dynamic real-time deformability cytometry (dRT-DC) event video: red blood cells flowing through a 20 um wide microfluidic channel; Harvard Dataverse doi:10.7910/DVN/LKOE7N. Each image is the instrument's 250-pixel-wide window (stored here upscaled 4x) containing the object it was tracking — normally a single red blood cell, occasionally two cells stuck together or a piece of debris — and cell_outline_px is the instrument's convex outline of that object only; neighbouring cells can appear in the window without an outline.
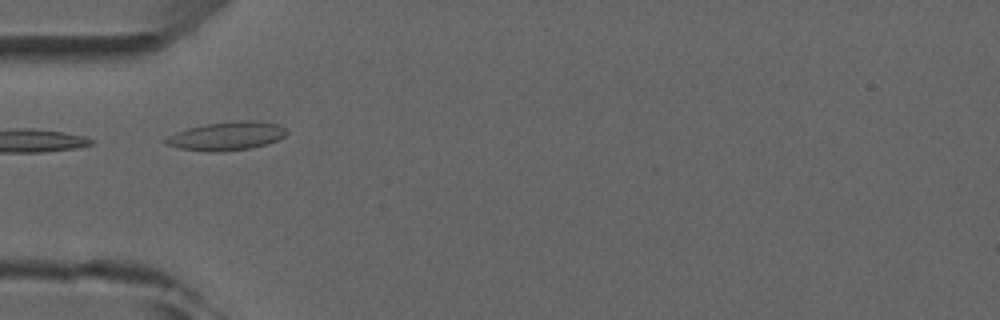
{"species": "common noctule bat (a hibernating species)", "species_latin": "Nyctalus noctula", "temperature_condition": "room temperature", "stored_images_in_passage": 6, "camera_frame_rate_fps": 3000, "um_per_image_px": 0.085, "animal": {"sex": "male", "forearm_length_mm": 52.5}, "frame": {"image": 1, "passage_image": 4, "time_ms": 4.0, "image_size_px": [1000, 320], "cell_outline_px": [[288, 132], [284, 136], [268, 144], [252, 148], [216, 152], [208, 152], [180, 148], [164, 144], [160, 140], [176, 132], [188, 128], [204, 124], [236, 120], [256, 120], [280, 124]], "centroid_in_image_um": [19.25, 11.55], "position_along_channel_um": 65.8, "area_um2": 20.4}}
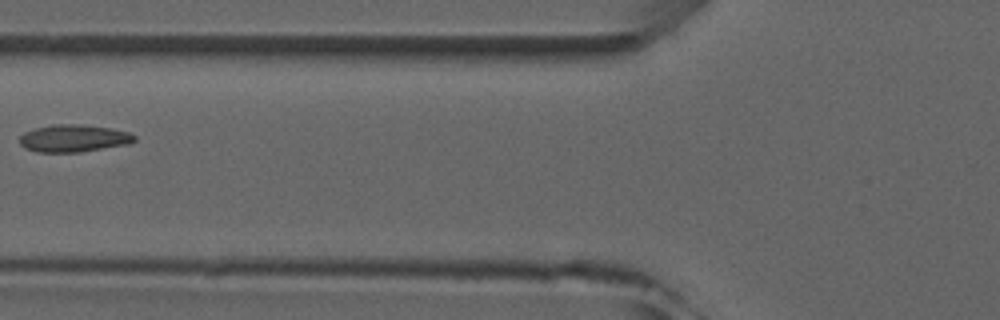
{"frame": {"image": 2, "passage_image": 5, "time_ms": 5.333, "image_size_px": [1000, 320], "cell_outline_px": [[136, 140], [128, 144], [80, 152], [36, 152], [24, 148], [20, 144], [20, 136], [24, 132], [36, 128], [52, 124], [80, 124], [112, 128], [128, 132], [136, 136]], "centroid_in_image_um": [6.25, 11.75], "position_along_channel_um": 119.5, "area_um2": 18.38}}
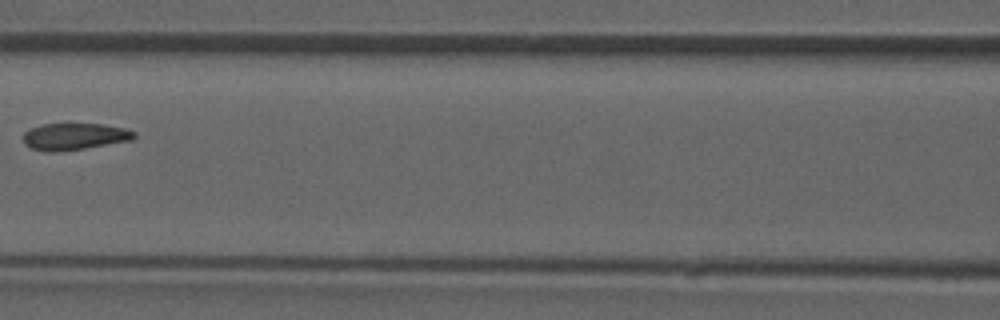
{"frame": {"image": 3, "passage_image": 6, "time_ms": 6.333, "image_size_px": [1000, 320], "cell_outline_px": [[136, 136], [132, 140], [84, 148], [52, 152], [48, 152], [32, 148], [24, 144], [24, 132], [28, 128], [44, 124], [100, 124], [124, 128], [136, 132]], "centroid_in_image_um": [6.31, 11.59], "position_along_channel_um": 160.3, "area_um2": 17.17}}